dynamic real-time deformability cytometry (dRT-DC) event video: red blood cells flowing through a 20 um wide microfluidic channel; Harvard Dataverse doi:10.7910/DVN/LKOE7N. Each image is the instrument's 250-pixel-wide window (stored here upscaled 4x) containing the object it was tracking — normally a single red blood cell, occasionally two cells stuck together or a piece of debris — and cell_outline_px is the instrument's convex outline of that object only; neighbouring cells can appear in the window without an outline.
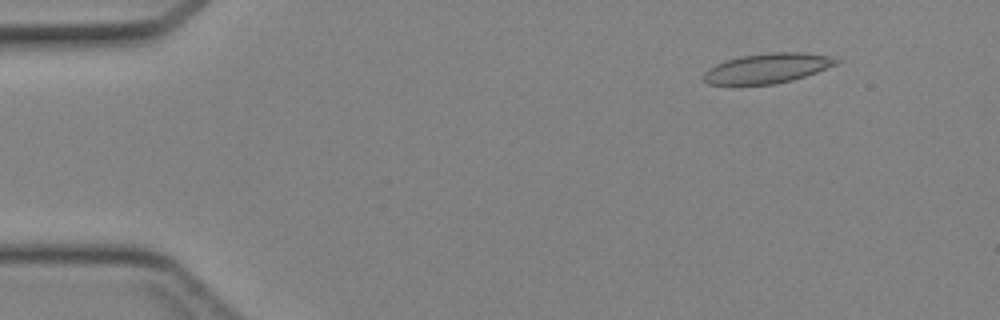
{"species": "Egyptian fruit bat (a non-hibernating species)", "species_latin": "Rousettus aegyptiacus", "temperature_condition": "cold", "stored_images_in_passage": 39, "camera_frame_rate_fps": 3000, "um_per_image_px": 0.085, "animal": {"sex": "female"}, "frame": {"image": 1, "passage_image": 5, "time_ms": 1.333, "image_size_px": [1000, 320], "cell_outline_px": [[840, 60], [836, 64], [816, 72], [792, 80], [776, 84], [708, 84], [700, 76], [708, 68], [716, 64], [740, 56], [772, 52], [804, 52], [828, 56]], "centroid_in_image_um": [65.19, 5.8], "position_along_channel_um": 19.8, "area_um2": 22.89}}
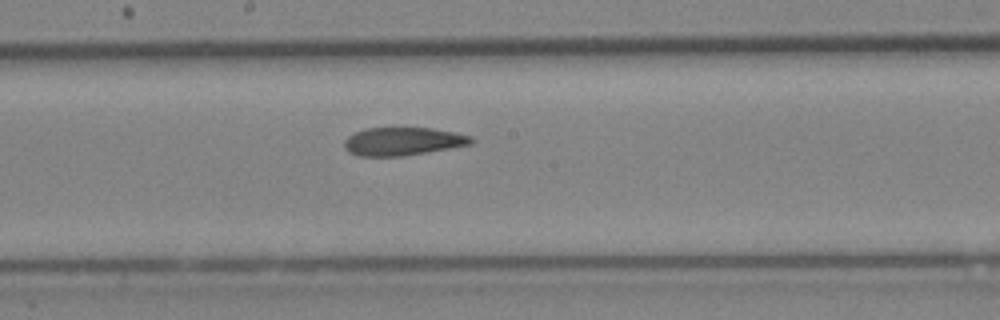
{"frame": {"image": 2, "passage_image": 24, "time_ms": 7.667, "image_size_px": [1000, 320], "cell_outline_px": [[476, 140], [472, 144], [400, 156], [360, 156], [348, 152], [344, 148], [344, 140], [348, 136], [364, 128], [432, 128], [472, 136]], "centroid_in_image_um": [34.22, 12.01], "position_along_channel_um": 214.0, "area_um2": 20.63}}
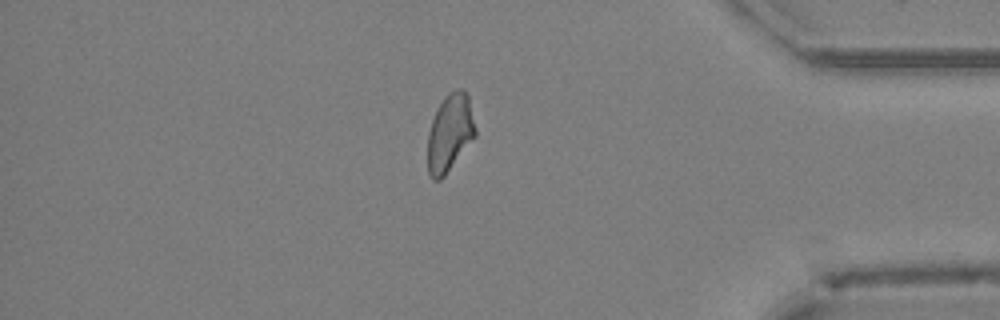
{"frame": {"image": 3, "passage_image": 38, "time_ms": 12.333, "image_size_px": [1000, 320], "cell_outline_px": [[476, 136], [444, 176], [440, 180], [432, 180], [428, 172], [428, 132], [432, 120], [444, 96], [448, 92], [456, 88], [464, 88], [468, 96], [476, 128]], "centroid_in_image_um": [38.24, 11.28], "position_along_channel_um": 397.0, "area_um2": 21.56}}